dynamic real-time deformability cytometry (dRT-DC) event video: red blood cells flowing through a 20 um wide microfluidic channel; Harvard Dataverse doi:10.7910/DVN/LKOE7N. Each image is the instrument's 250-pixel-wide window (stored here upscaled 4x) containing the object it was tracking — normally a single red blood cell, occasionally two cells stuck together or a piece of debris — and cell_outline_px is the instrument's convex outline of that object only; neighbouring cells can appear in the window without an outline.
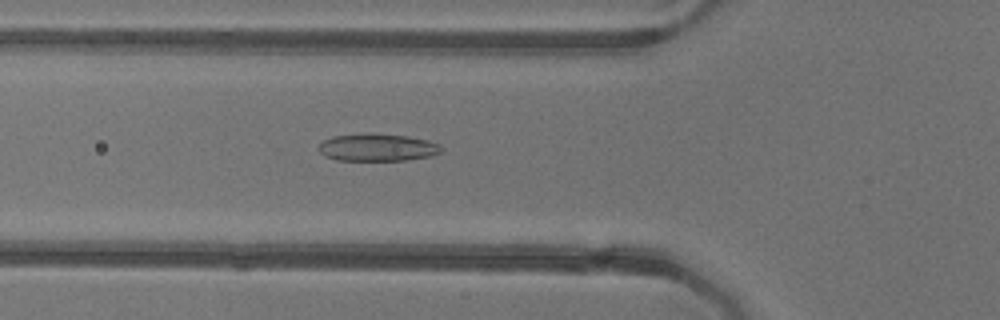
{"species": "common noctule bat (a hibernating species)", "species_latin": "Nyctalus noctula", "temperature_condition": "warm", "stored_images_in_passage": 52, "camera_frame_rate_fps": 3000, "um_per_image_px": 0.085, "animal": {"sex": "female"}, "frame": {"image": 1, "passage_image": 18, "time_ms": 5.667, "image_size_px": [1000, 320], "cell_outline_px": [[440, 152], [432, 156], [404, 160], [336, 160], [324, 156], [316, 148], [324, 140], [332, 136], [360, 132], [372, 132], [408, 136], [428, 140], [440, 144]], "centroid_in_image_um": [32.03, 12.51], "position_along_channel_um": 93.8, "area_um2": 20.0}}
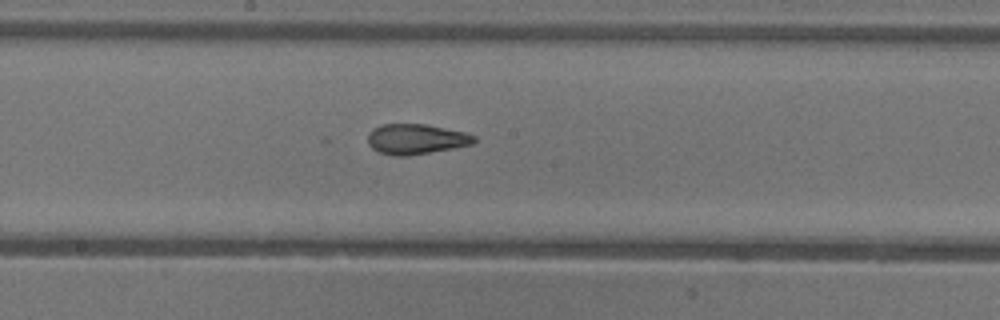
{"frame": {"image": 2, "passage_image": 27, "time_ms": 8.667, "image_size_px": [1000, 320], "cell_outline_px": [[476, 140], [472, 144], [452, 148], [408, 156], [396, 156], [380, 152], [372, 148], [368, 144], [368, 132], [372, 128], [380, 124], [428, 124], [464, 132], [476, 136]], "centroid_in_image_um": [35.33, 11.81], "position_along_channel_um": 212.9, "area_um2": 18.79}}
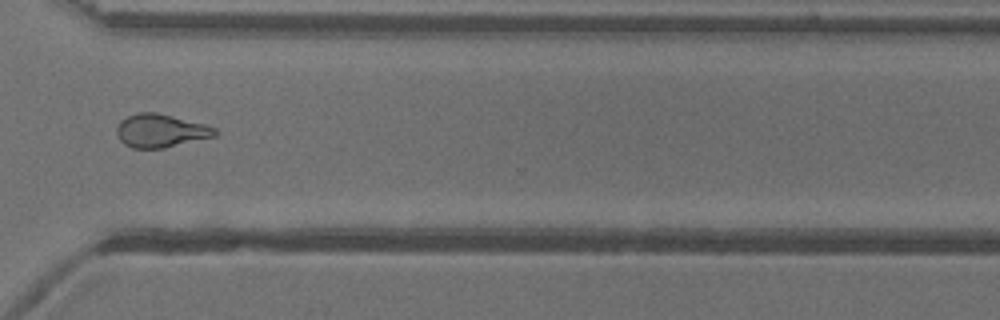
{"frame": {"image": 3, "passage_image": 38, "time_ms": 12.333, "image_size_px": [1000, 320], "cell_outline_px": [[220, 132], [216, 136], [164, 148], [132, 148], [124, 144], [116, 136], [116, 128], [120, 120], [136, 112], [156, 112], [204, 124], [216, 128]], "centroid_in_image_um": [13.64, 11.11], "position_along_channel_um": 357.0, "area_um2": 19.19}, "authors_computed_cell_mechanics": {"area_um2": 19.941, "velocity_mm_per_s": 3.9488, "shape_relaxation_time_tau1_ms": null, "shape_relaxation_time_tau2_ms": 2.0231, "deformation_change_tau1": null, "deformation_change_tau2": 0.1023}}